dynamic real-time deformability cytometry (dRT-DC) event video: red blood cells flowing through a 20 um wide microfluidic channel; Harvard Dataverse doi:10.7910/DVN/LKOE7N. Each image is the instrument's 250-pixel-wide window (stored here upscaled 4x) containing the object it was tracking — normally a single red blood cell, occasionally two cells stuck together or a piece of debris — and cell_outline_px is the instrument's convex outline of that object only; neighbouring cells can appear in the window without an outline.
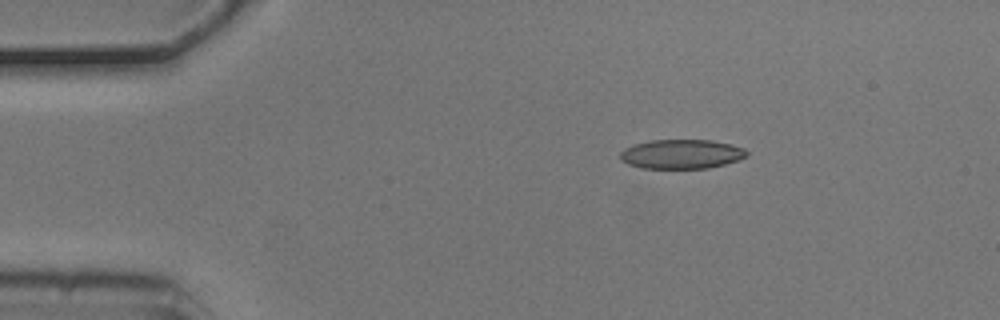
{"species": "common noctule bat (a hibernating species)", "species_latin": "Nyctalus noctula", "temperature_condition": "cold", "stored_images_in_passage": 3, "camera_frame_rate_fps": 3000, "um_per_image_px": 0.085, "animal": {"sex": "male", "body_mass_g": 20.5, "forearm_length_mm": 52.5}, "frame": {"image": 1, "passage_image": 1, "time_ms": 0.0, "image_size_px": [1000, 320], "cell_outline_px": [[748, 156], [724, 164], [708, 168], [640, 168], [628, 164], [620, 160], [620, 152], [624, 148], [632, 144], [652, 140], [712, 140], [732, 144], [744, 148], [748, 152]], "centroid_in_image_um": [57.9, 13.09], "position_along_channel_um": 27.1, "area_um2": 21.73}}
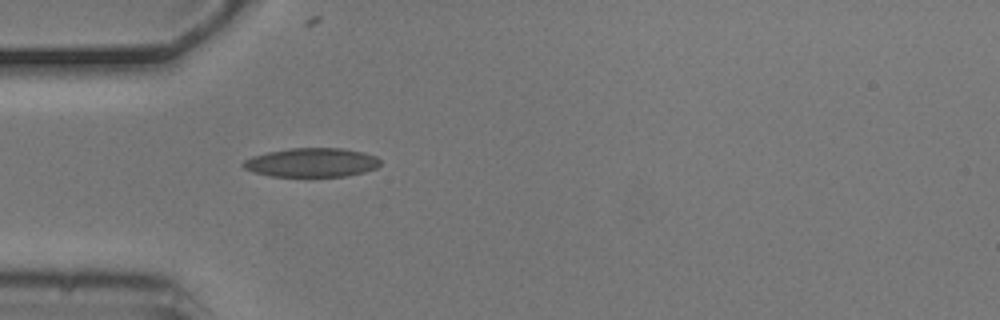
{"frame": {"image": 2, "passage_image": 3, "time_ms": 0.667, "image_size_px": [1000, 320], "cell_outline_px": [[380, 164], [376, 168], [364, 172], [344, 176], [272, 176], [252, 172], [244, 168], [240, 164], [244, 160], [252, 156], [268, 152], [292, 148], [340, 148], [364, 152], [376, 156], [380, 160]], "centroid_in_image_um": [26.48, 13.81], "position_along_channel_um": 58.5, "area_um2": 23.12}}